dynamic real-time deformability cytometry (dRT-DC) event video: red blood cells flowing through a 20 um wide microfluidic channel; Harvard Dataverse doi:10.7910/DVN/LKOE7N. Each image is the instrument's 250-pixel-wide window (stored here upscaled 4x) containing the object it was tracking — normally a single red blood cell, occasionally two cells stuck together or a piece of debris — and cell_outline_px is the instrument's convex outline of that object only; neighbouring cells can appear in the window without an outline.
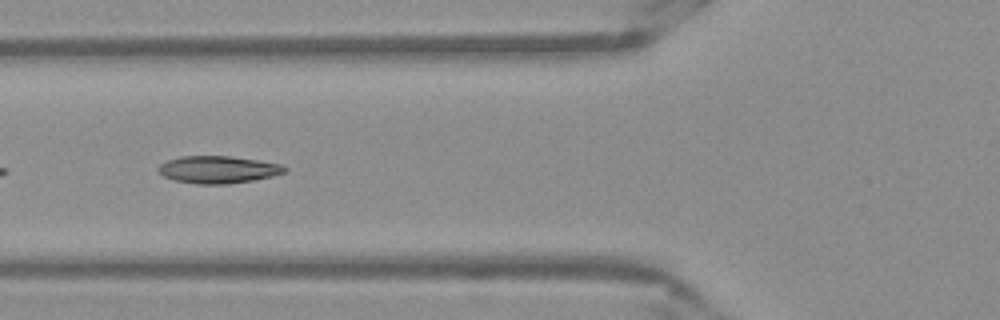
{"species": "Egyptian fruit bat (a non-hibernating species)", "species_latin": "Rousettus aegyptiacus", "temperature_condition": "warm", "stored_images_in_passage": 24, "camera_frame_rate_fps": 3000, "um_per_image_px": 0.085, "frame": {"image": 1, "passage_image": 5, "time_ms": 1.333, "image_size_px": [1000, 320], "cell_outline_px": [[288, 172], [272, 176], [252, 180], [228, 184], [196, 184], [172, 180], [164, 176], [156, 168], [160, 164], [168, 160], [180, 156], [228, 156], [260, 160], [280, 164], [288, 168]], "centroid_in_image_um": [18.54, 14.41], "position_along_channel_um": 107.3, "area_um2": 20.23}}
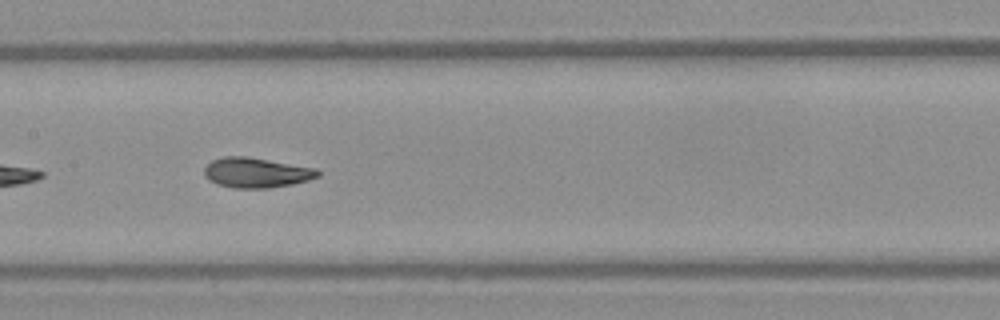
{"frame": {"image": 2, "passage_image": 11, "time_ms": 3.333, "image_size_px": [1000, 320], "cell_outline_px": [[320, 176], [308, 180], [292, 184], [268, 188], [232, 188], [216, 184], [208, 180], [204, 176], [204, 168], [212, 160], [224, 156], [248, 156], [316, 168], [320, 172]], "centroid_in_image_um": [21.77, 14.67], "position_along_channel_um": 185.6, "area_um2": 20.06}}
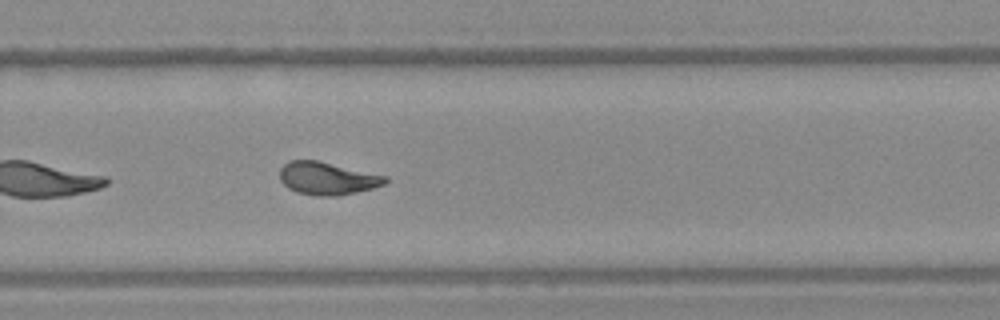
{"frame": {"image": 3, "passage_image": 20, "time_ms": 6.333, "image_size_px": [1000, 320], "cell_outline_px": [[388, 180], [384, 184], [372, 188], [356, 192], [336, 196], [316, 196], [296, 192], [288, 188], [280, 180], [280, 168], [288, 160], [316, 160], [388, 176]], "centroid_in_image_um": [27.8, 15.16], "position_along_channel_um": 302.0, "area_um2": 20.11}}